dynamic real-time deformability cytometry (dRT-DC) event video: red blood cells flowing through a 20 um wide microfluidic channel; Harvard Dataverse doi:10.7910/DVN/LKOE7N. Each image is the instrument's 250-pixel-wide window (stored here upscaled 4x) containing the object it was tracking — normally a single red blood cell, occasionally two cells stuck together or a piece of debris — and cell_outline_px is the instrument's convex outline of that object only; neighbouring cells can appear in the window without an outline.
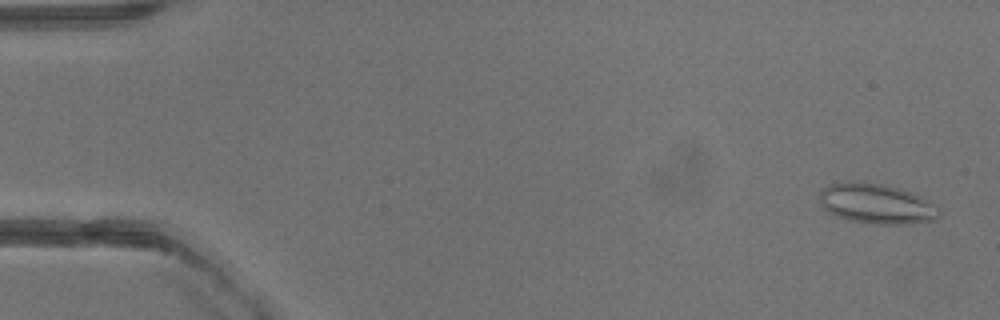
{"species": "common noctule bat (a hibernating species)", "species_latin": "Nyctalus noctula", "temperature_condition": "warm", "stored_images_in_passage": 40, "camera_frame_rate_fps": 3000, "um_per_image_px": 0.085, "animal": {"sex": "male", "body_mass_g": 13.3}, "frame": {"image": 1, "passage_image": 2, "time_ms": 0.333, "image_size_px": [1000, 320], "cell_outline_px": [[940, 216], [936, 220], [912, 224], [876, 224], [852, 220], [836, 216], [828, 212], [820, 204], [820, 192], [828, 184], [848, 180], [884, 184], [900, 188], [912, 192], [928, 200], [940, 208]], "centroid_in_image_um": [74.53, 17.31], "position_along_channel_um": 10.5, "area_um2": 28.32}}
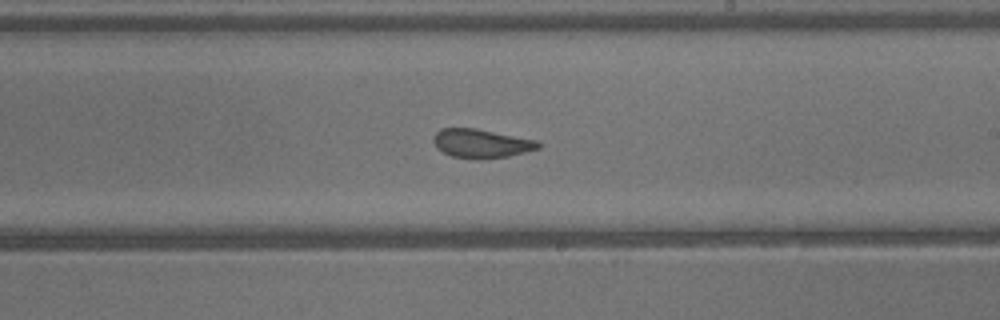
{"frame": {"image": 2, "passage_image": 24, "time_ms": 7.667, "image_size_px": [1000, 320], "cell_outline_px": [[544, 144], [540, 148], [508, 156], [484, 160], [480, 160], [452, 156], [436, 148], [432, 140], [432, 136], [440, 128], [476, 128], [540, 140]], "centroid_in_image_um": [40.94, 12.19], "position_along_channel_um": 248.1, "area_um2": 18.09}}
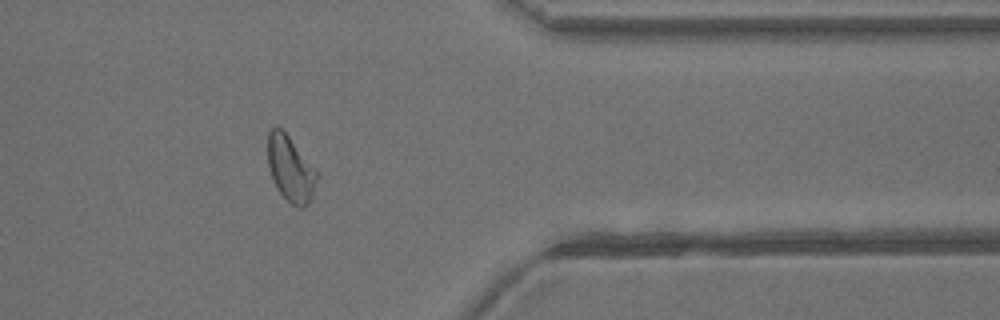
{"frame": {"image": 3, "passage_image": 33, "time_ms": 10.667, "image_size_px": [1000, 320], "cell_outline_px": [[316, 180], [312, 200], [304, 208], [296, 208], [280, 192], [272, 176], [268, 164], [268, 132], [276, 124], [288, 136], [316, 172]], "centroid_in_image_um": [24.67, 14.37], "position_along_channel_um": 386.7, "area_um2": 18.15}}